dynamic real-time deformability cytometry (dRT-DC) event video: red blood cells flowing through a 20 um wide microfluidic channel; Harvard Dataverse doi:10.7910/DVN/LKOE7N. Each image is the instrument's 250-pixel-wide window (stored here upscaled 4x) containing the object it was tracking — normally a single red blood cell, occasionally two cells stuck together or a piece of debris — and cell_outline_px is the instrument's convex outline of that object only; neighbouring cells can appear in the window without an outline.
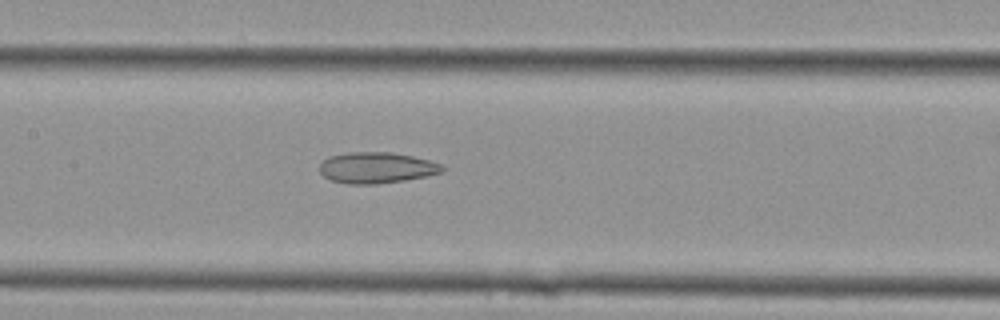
{"species": "Egyptian fruit bat (a non-hibernating species)", "species_latin": "Rousettus aegyptiacus", "temperature_condition": "cold", "stored_images_in_passage": 13, "camera_frame_rate_fps": 3000, "um_per_image_px": 0.085, "animal": {"sex": "female"}, "frame": {"image": 1, "passage_image": 11, "time_ms": 3.333, "image_size_px": [1000, 320], "cell_outline_px": [[444, 172], [404, 180], [376, 184], [348, 184], [332, 180], [324, 176], [320, 172], [320, 164], [328, 156], [348, 152], [392, 152], [412, 156], [428, 160], [440, 164], [444, 168]], "centroid_in_image_um": [31.98, 14.25], "position_along_channel_um": 175.4, "area_um2": 22.08}}
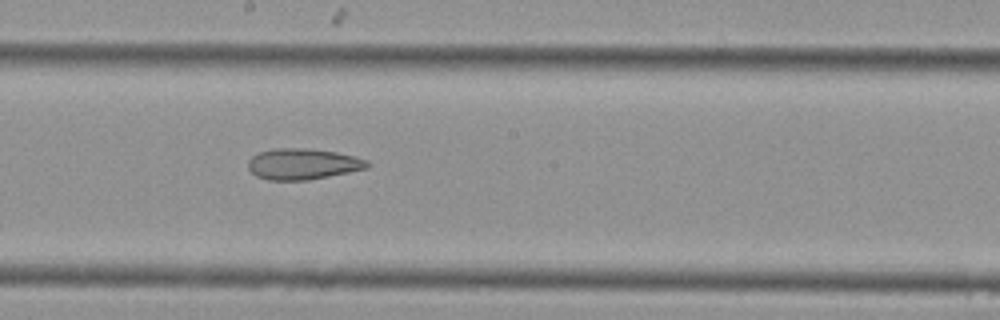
{"frame": {"image": 2, "passage_image": 13, "time_ms": 4.0, "image_size_px": [1000, 320], "cell_outline_px": [[372, 164], [368, 168], [308, 180], [268, 180], [256, 176], [248, 168], [248, 160], [252, 156], [260, 152], [276, 148], [308, 148], [336, 152], [356, 156], [368, 160]], "centroid_in_image_um": [25.76, 13.93], "position_along_channel_um": 222.4, "area_um2": 21.62}}